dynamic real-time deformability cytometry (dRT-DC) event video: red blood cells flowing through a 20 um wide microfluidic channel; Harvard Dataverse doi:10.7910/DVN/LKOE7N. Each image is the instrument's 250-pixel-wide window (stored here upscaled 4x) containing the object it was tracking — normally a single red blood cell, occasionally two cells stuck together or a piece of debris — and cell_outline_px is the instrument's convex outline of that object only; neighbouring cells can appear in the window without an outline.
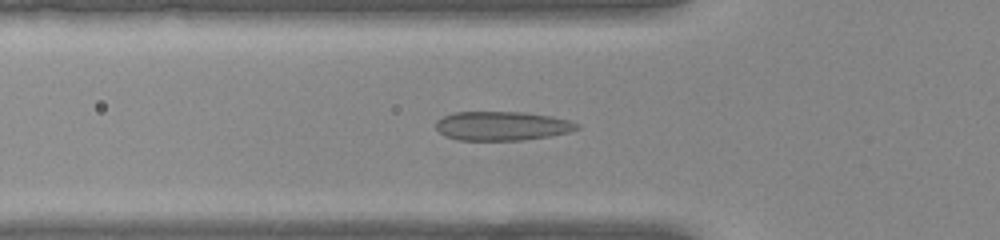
{"species": "common noctule bat (a hibernating species)", "species_latin": "Nyctalus noctula", "temperature_condition": "warm", "stored_images_in_passage": 45, "camera_frame_rate_fps": 3000, "um_per_image_px": 0.085, "animal": {"sex": "female", "body_mass_g": 22.0, "forearm_length_mm": 56.7}, "frame": {"image": 1, "passage_image": 11, "time_ms": 3.333, "image_size_px": [1000, 240], "cell_outline_px": [[580, 128], [568, 132], [548, 136], [520, 140], [460, 140], [444, 136], [436, 128], [436, 120], [444, 116], [456, 112], [520, 112], [552, 116], [568, 120], [580, 124]], "centroid_in_image_um": [42.66, 10.7], "position_along_channel_um": 83.1, "area_um2": 23.76}}
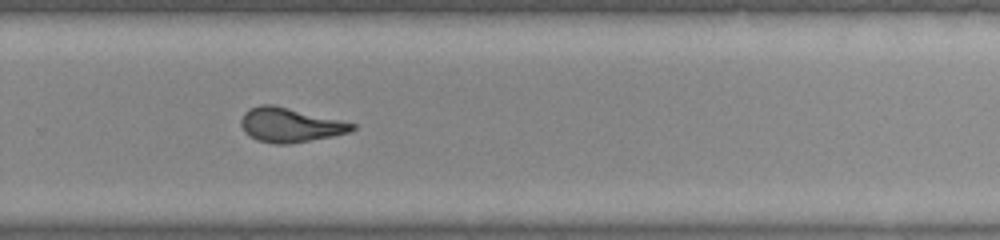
{"frame": {"image": 2, "passage_image": 28, "time_ms": 9.0, "image_size_px": [1000, 240], "cell_outline_px": [[356, 128], [352, 132], [332, 136], [288, 144], [272, 144], [256, 140], [248, 136], [244, 132], [240, 124], [240, 120], [244, 112], [248, 108], [260, 104], [272, 104], [356, 124]], "centroid_in_image_um": [24.6, 10.63], "position_along_channel_um": 305.2, "area_um2": 22.31}}
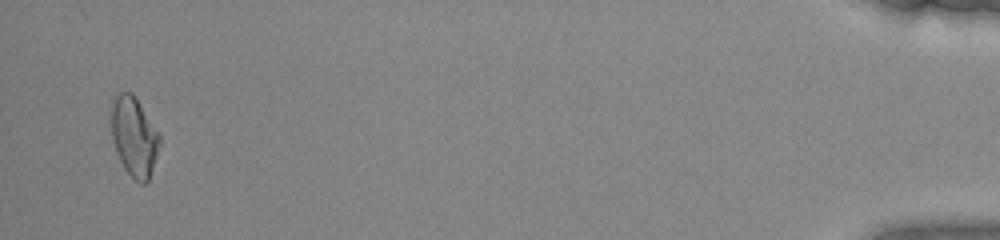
{"frame": {"image": 3, "passage_image": 44, "time_ms": 14.333, "image_size_px": [1000, 240], "cell_outline_px": [[160, 144], [148, 180], [144, 184], [140, 184], [124, 168], [116, 152], [112, 140], [112, 100], [120, 92], [132, 92], [160, 136]], "centroid_in_image_um": [11.38, 11.62], "position_along_channel_um": 423.8, "area_um2": 21.85}, "authors_computed_cell_mechanics": {"area_um2": 22.1374, "velocity_mm_per_s": 3.9271, "shape_relaxation_time_tau1_ms": null, "shape_relaxation_time_tau2_ms": 1.1428, "deformation_change_tau1": null, "deformation_change_tau2": 0.0851}}